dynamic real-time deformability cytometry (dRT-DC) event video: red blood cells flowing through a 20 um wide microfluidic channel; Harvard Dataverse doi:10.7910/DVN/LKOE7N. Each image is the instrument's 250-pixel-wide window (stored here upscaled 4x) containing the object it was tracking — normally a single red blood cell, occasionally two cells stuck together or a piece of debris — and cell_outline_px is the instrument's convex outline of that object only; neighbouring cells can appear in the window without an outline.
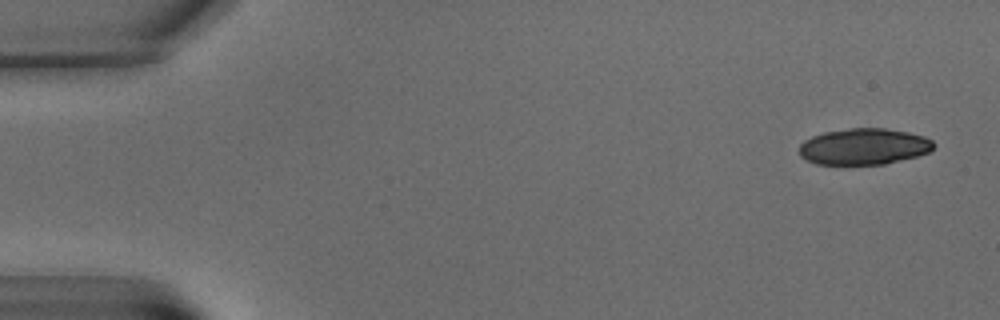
{"species": "common noctule bat (a hibernating species)", "species_latin": "Nyctalus noctula", "temperature_condition": "warm", "stored_images_in_passage": 6, "camera_frame_rate_fps": 3000, "um_per_image_px": 0.085, "animal": {"sex": "male", "body_mass_g": 15.6}, "frame": {"image": 1, "passage_image": 1, "time_ms": 0.0, "image_size_px": [1000, 320], "cell_outline_px": [[936, 144], [928, 152], [916, 156], [884, 164], [816, 164], [800, 156], [800, 144], [804, 140], [812, 136], [824, 132], [852, 128], [884, 128], [908, 132], [924, 136], [932, 140]], "centroid_in_image_um": [73.43, 12.45], "position_along_channel_um": 11.6, "area_um2": 28.26}}
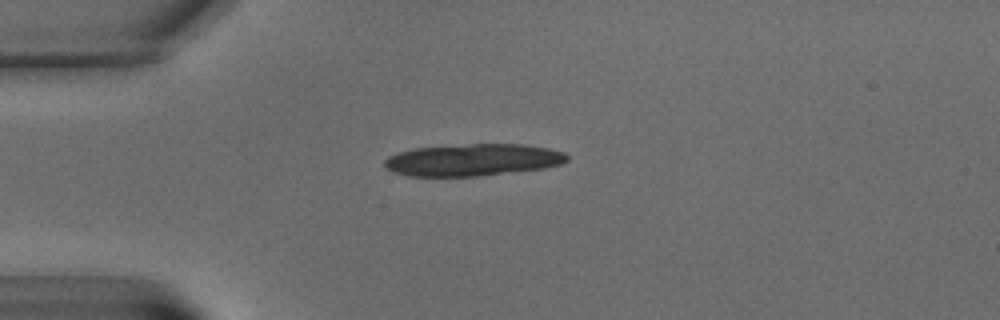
{"frame": {"image": 2, "passage_image": 5, "time_ms": 5.0, "image_size_px": [1000, 320], "cell_outline_px": [[568, 160], [560, 164], [544, 168], [480, 176], [408, 176], [392, 172], [384, 168], [384, 160], [388, 156], [396, 152], [412, 148], [468, 144], [524, 144], [548, 148], [564, 152], [568, 156]], "centroid_in_image_um": [40.14, 13.59], "position_along_channel_um": 44.9, "area_um2": 34.33}}